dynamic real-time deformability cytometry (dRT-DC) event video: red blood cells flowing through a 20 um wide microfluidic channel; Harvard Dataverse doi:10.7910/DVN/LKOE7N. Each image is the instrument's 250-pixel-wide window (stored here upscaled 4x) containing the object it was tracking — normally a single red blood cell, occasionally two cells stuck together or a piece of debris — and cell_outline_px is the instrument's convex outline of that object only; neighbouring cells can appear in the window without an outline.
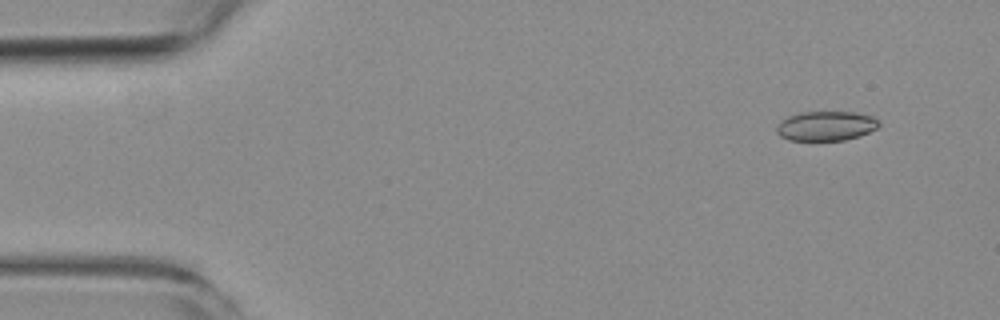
{"species": "common noctule bat (a hibernating species)", "species_latin": "Nyctalus noctula", "temperature_condition": "room temperature", "stored_images_in_passage": 3, "camera_frame_rate_fps": 3000, "um_per_image_px": 0.085, "animal": {"sex": "female", "body_mass_g": 19.3, "forearm_length_mm": 54.1}, "frame": {"image": 1, "passage_image": 3, "time_ms": 2.667, "image_size_px": [1000, 320], "cell_outline_px": [[880, 124], [876, 128], [860, 136], [844, 140], [788, 140], [780, 136], [776, 132], [776, 128], [780, 120], [788, 116], [800, 112], [852, 112], [872, 116]], "centroid_in_image_um": [70.16, 10.7], "position_along_channel_um": 14.8, "area_um2": 17.57}}